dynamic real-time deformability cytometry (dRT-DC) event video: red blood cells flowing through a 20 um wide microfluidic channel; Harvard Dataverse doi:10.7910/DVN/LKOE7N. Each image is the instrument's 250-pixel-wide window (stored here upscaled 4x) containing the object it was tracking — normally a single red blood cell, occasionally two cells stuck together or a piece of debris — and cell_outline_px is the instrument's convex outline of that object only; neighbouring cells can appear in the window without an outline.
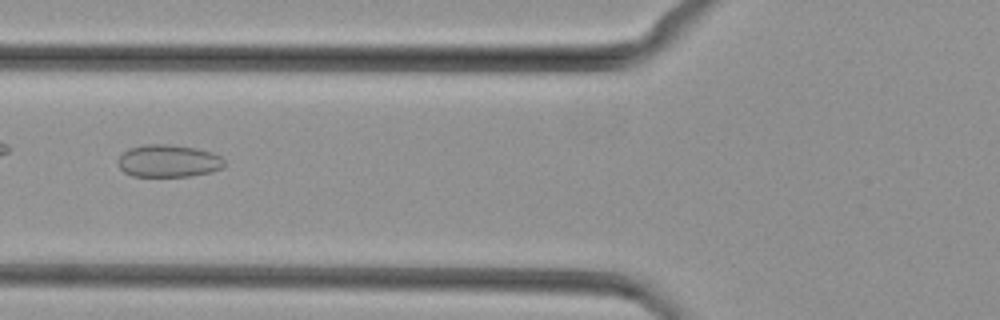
{"species": "common noctule bat (a hibernating species)", "species_latin": "Nyctalus noctula", "temperature_condition": "cold", "stored_images_in_passage": 39, "camera_frame_rate_fps": 3000, "um_per_image_px": 0.085, "animal": {"sex": "female", "body_mass_g": 29.2, "forearm_length_mm": 56.3}, "frame": {"image": 1, "passage_image": 12, "time_ms": 3.667, "image_size_px": [1000, 320], "cell_outline_px": [[224, 164], [220, 168], [212, 172], [188, 176], [132, 176], [124, 172], [120, 168], [116, 160], [128, 148], [144, 144], [172, 144], [196, 148], [212, 152], [220, 156], [224, 160]], "centroid_in_image_um": [14.29, 13.67], "position_along_channel_um": 111.5, "area_um2": 20.23}}